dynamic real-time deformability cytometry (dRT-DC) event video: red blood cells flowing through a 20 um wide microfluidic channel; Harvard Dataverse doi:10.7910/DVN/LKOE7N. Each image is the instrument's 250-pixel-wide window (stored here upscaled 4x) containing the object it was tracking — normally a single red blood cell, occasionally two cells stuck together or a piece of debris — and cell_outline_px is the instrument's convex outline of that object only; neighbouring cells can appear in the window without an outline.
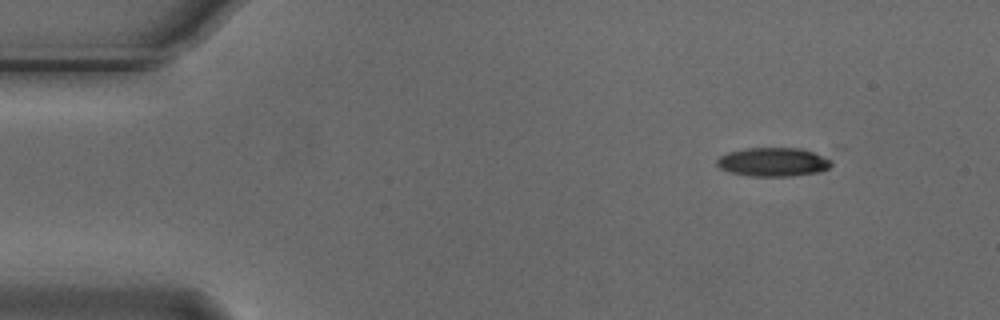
{"species": "Egyptian fruit bat (a non-hibernating species)", "species_latin": "Rousettus aegyptiacus", "temperature_condition": "cold", "stored_images_in_passage": 7, "camera_frame_rate_fps": 3000, "um_per_image_px": 0.085, "animal": {"sex": "male"}, "frame": {"image": 1, "passage_image": 1, "time_ms": 0.0, "image_size_px": [1000, 320], "cell_outline_px": [[832, 164], [828, 168], [820, 172], [792, 176], [748, 176], [732, 172], [720, 168], [716, 164], [716, 160], [720, 156], [728, 152], [744, 148], [800, 148], [812, 152], [832, 160]], "centroid_in_image_um": [65.71, 13.77], "position_along_channel_um": 19.3, "area_um2": 19.19}}